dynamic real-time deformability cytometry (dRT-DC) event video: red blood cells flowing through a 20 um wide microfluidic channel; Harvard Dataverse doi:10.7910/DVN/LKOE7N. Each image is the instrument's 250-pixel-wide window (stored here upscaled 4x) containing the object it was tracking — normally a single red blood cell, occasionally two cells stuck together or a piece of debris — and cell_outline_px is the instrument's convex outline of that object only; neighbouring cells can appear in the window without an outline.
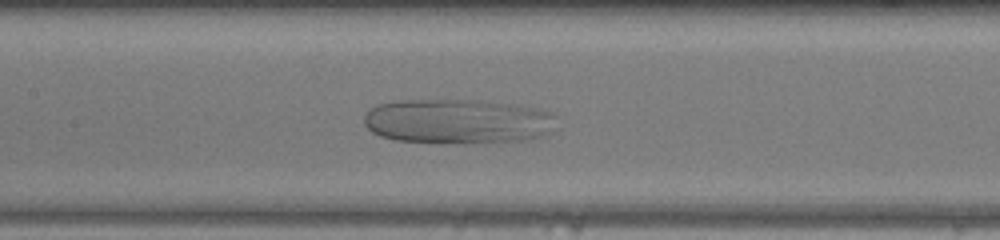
{"species": "human", "species_latin": "Homo sapiens", "temperature_condition": "warm", "stored_images_in_passage": 46, "camera_frame_rate_fps": 3000, "um_per_image_px": 0.085, "donor": {"sex": "female"}, "frame": {"image": 1, "passage_image": 20, "time_ms": 6.333, "image_size_px": [1000, 240], "cell_outline_px": [[556, 116], [552, 132], [528, 140], [440, 144], [396, 140], [380, 136], [372, 132], [364, 124], [364, 116], [372, 108], [380, 104], [400, 100], [484, 100], [536, 108], [552, 112]], "centroid_in_image_um": [38.91, 10.32], "position_along_channel_um": 168.5, "area_um2": 50.58}}
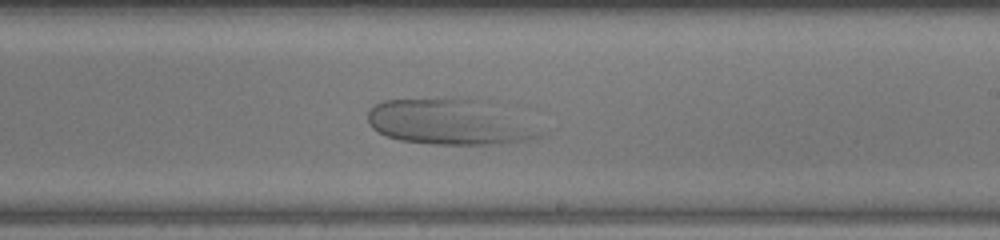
{"frame": {"image": 2, "passage_image": 26, "time_ms": 8.333, "image_size_px": [1000, 240], "cell_outline_px": [[540, 136], [520, 140], [492, 144], [432, 144], [400, 140], [388, 136], [372, 128], [368, 124], [368, 112], [376, 104], [384, 100], [472, 100], [540, 132]], "centroid_in_image_um": [37.9, 10.42], "position_along_channel_um": 251.1, "area_um2": 42.08}}
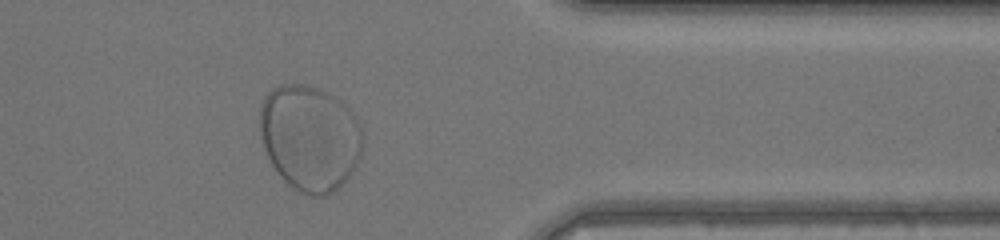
{"frame": {"image": 3, "passage_image": 37, "time_ms": 12.0, "image_size_px": [1000, 240], "cell_outline_px": [[360, 156], [352, 172], [332, 192], [324, 196], [312, 196], [300, 192], [288, 184], [276, 172], [264, 148], [260, 136], [260, 104], [264, 96], [272, 88], [280, 84], [300, 84], [320, 88], [344, 104], [352, 112], [360, 128]], "centroid_in_image_um": [26.28, 11.7], "position_along_channel_um": 385.1, "area_um2": 62.94}}